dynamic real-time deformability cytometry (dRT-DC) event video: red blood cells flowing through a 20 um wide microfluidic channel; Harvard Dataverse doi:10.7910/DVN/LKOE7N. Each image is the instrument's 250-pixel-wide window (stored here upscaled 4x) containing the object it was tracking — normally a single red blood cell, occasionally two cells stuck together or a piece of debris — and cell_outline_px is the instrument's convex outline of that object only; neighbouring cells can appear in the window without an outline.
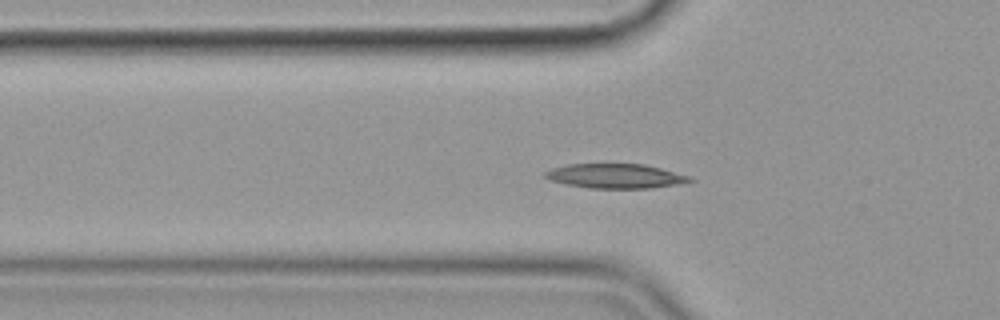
{"species": "common noctule bat (a hibernating species)", "species_latin": "Nyctalus noctula", "temperature_condition": "cold", "stored_images_in_passage": 58, "segment_of_instrument_passage": [1, 2], "camera_frame_rate_fps": 3000, "um_per_image_px": 0.085, "animal": {"sex": "female", "body_mass_g": 19.9}, "frame": {"image": 1, "passage_image": 19, "time_ms": 6.0, "image_size_px": [1000, 320], "cell_outline_px": [[696, 180], [676, 184], [648, 188], [588, 188], [548, 180], [544, 176], [544, 172], [552, 168], [568, 164], [644, 164], [660, 168], [688, 176]], "centroid_in_image_um": [52.26, 14.96], "position_along_channel_um": 73.5, "area_um2": 20.4}}
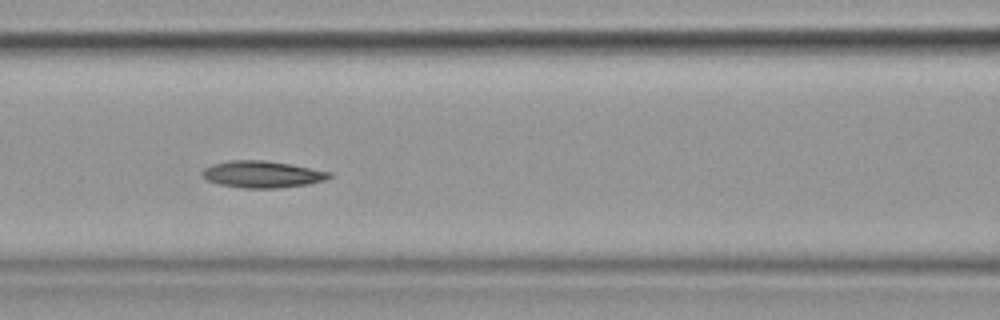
{"frame": {"image": 2, "passage_image": 25, "time_ms": 8.0, "image_size_px": [1000, 320], "cell_outline_px": [[336, 176], [324, 180], [308, 184], [280, 188], [244, 188], [220, 184], [208, 180], [200, 176], [200, 172], [204, 168], [212, 164], [228, 160], [264, 160], [288, 164], [332, 172]], "centroid_in_image_um": [22.28, 14.81], "position_along_channel_um": 144.3, "area_um2": 19.94}}
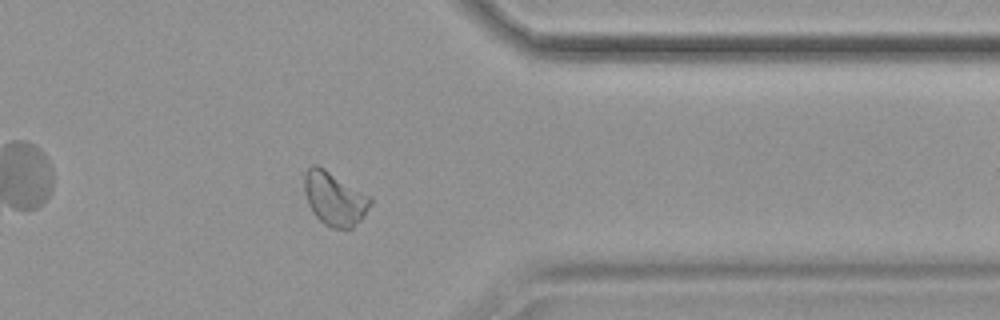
{"frame": {"image": 3, "passage_image": 46, "time_ms": 15.0, "image_size_px": [1000, 320], "cell_outline_px": [[372, 204], [360, 220], [352, 228], [332, 228], [324, 224], [312, 212], [308, 204], [304, 192], [304, 172], [312, 164], [316, 164], [324, 168], [372, 196]], "centroid_in_image_um": [28.43, 16.86], "position_along_channel_um": 383.0, "area_um2": 20.81}}